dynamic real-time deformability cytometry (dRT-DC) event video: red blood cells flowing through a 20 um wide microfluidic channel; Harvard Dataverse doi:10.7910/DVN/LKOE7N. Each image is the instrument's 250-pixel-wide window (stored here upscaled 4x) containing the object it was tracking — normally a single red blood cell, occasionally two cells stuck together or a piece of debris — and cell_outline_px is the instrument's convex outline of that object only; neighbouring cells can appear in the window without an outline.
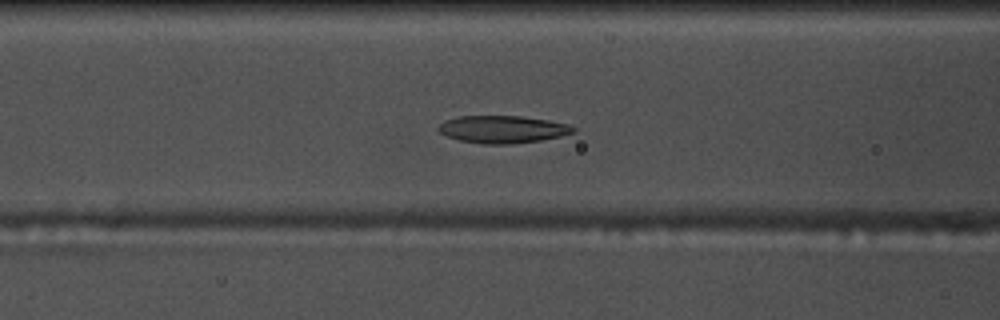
{"species": "common noctule bat (a hibernating species)", "species_latin": "Nyctalus noctula", "temperature_condition": "warm", "stored_images_in_passage": 54, "camera_frame_rate_fps": 3000, "um_per_image_px": 0.085, "animal": {"sex": "male", "body_mass_g": 17.5, "forearm_length_mm": 52.3}, "frame": {"image": 1, "passage_image": 21, "time_ms": 6.667, "image_size_px": [1000, 320], "cell_outline_px": [[576, 132], [560, 136], [540, 140], [512, 144], [484, 144], [460, 140], [448, 136], [440, 132], [436, 128], [444, 120], [460, 116], [520, 116], [548, 120], [568, 124], [576, 128]], "centroid_in_image_um": [42.73, 10.99], "position_along_channel_um": 123.9, "area_um2": 21.5}}
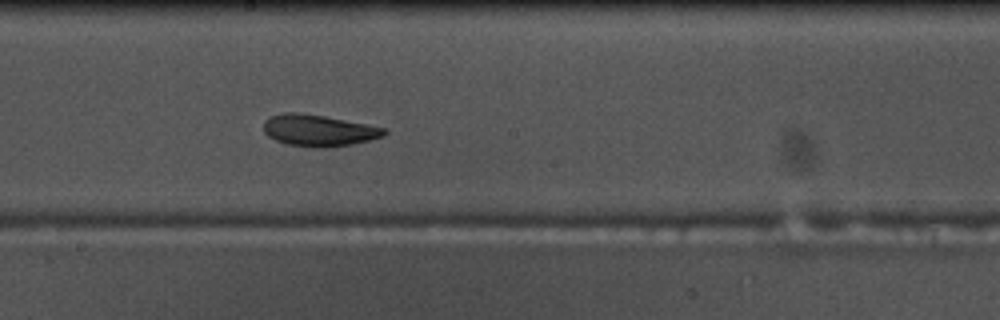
{"frame": {"image": 2, "passage_image": 29, "time_ms": 9.333, "image_size_px": [1000, 320], "cell_outline_px": [[388, 132], [384, 136], [352, 144], [324, 148], [320, 148], [288, 144], [276, 140], [268, 136], [264, 132], [264, 120], [272, 116], [284, 112], [300, 112], [324, 116], [388, 128]], "centroid_in_image_um": [27.1, 11.08], "position_along_channel_um": 221.1, "area_um2": 22.14}}
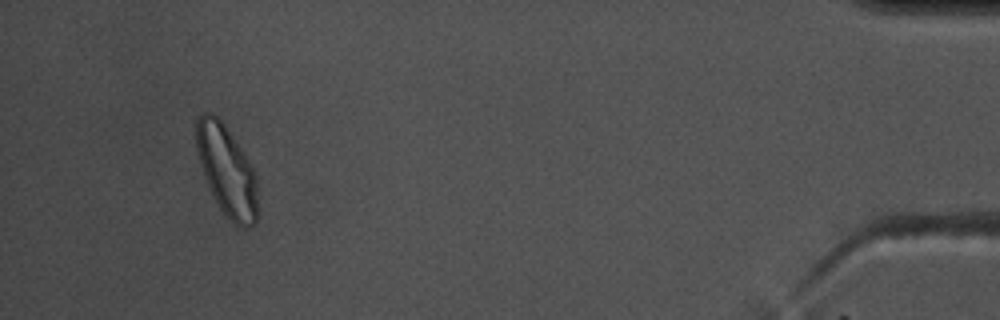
{"frame": {"image": 3, "passage_image": 51, "time_ms": 16.667, "image_size_px": [1000, 320], "cell_outline_px": [[256, 220], [248, 228], [236, 224], [220, 208], [204, 176], [200, 164], [196, 148], [196, 116], [204, 112], [212, 112], [224, 124], [244, 152], [252, 164], [256, 176]], "centroid_in_image_um": [19.25, 14.43], "position_along_channel_um": 415.9, "area_um2": 31.85}, "authors_computed_cell_mechanics": {"area_um2": 22.8599, "velocity_mm_per_s": 3.6632, "shape_relaxation_time_tau1_ms": 9.8869, "shape_relaxation_time_tau2_ms": 3.9417, "deformation_change_tau1": 0.2013, "deformation_change_tau2": 0.1028}}